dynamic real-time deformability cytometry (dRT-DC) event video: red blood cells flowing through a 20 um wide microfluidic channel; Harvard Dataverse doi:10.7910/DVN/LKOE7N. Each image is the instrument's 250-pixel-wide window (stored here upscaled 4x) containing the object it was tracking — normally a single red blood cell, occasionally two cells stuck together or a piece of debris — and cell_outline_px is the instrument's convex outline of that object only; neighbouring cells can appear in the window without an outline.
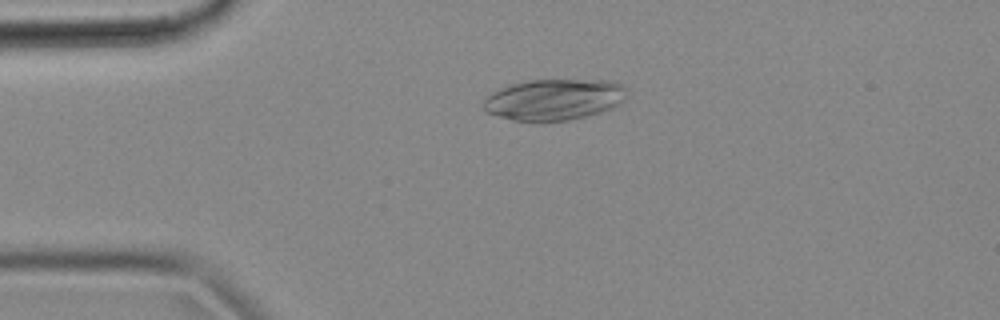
{"species": "common noctule bat (a hibernating species)", "species_latin": "Nyctalus noctula", "temperature_condition": "cold", "stored_images_in_passage": 54, "camera_frame_rate_fps": 3000, "um_per_image_px": 0.085, "animal": {"sex": "female", "body_mass_g": 18.4}, "frame": {"image": 1, "passage_image": 12, "time_ms": 3.667, "image_size_px": [1000, 320], "cell_outline_px": [[628, 96], [624, 100], [612, 108], [600, 112], [568, 120], [512, 120], [496, 116], [484, 112], [480, 108], [480, 104], [484, 96], [500, 88], [512, 84], [528, 80], [612, 80], [624, 84], [628, 88]], "centroid_in_image_um": [47.07, 8.44], "position_along_channel_um": 37.9, "area_um2": 34.85}}
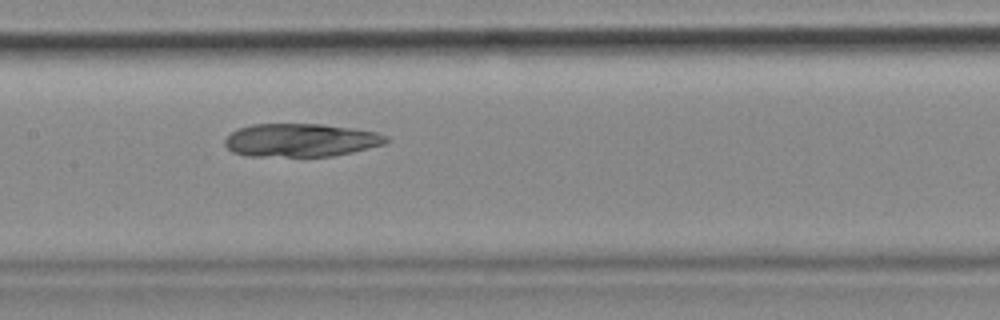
{"frame": {"image": 2, "passage_image": 26, "time_ms": 8.333, "image_size_px": [1000, 320], "cell_outline_px": [[388, 140], [384, 144], [352, 152], [332, 156], [248, 156], [232, 152], [224, 144], [224, 140], [232, 132], [240, 128], [252, 124], [324, 124], [352, 128], [376, 132], [388, 136]], "centroid_in_image_um": [25.56, 11.91], "position_along_channel_um": 181.8, "area_um2": 31.15}}
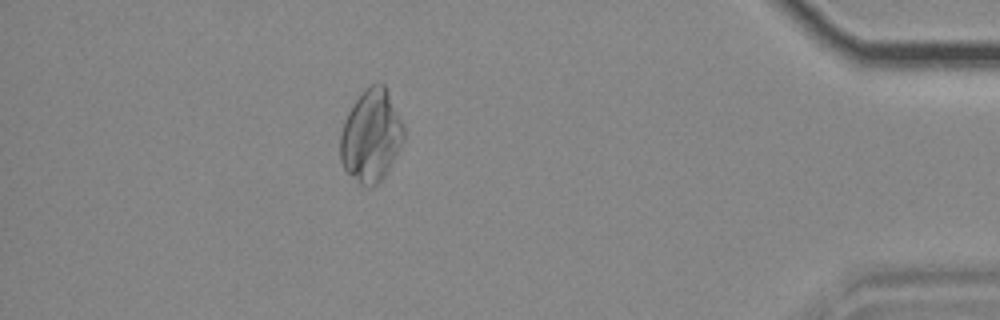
{"frame": {"image": 3, "passage_image": 48, "time_ms": 15.667, "image_size_px": [1000, 320], "cell_outline_px": [[404, 140], [396, 156], [384, 176], [372, 188], [364, 188], [344, 168], [340, 160], [340, 132], [344, 120], [352, 104], [364, 88], [372, 84], [384, 84], [388, 88], [404, 124]], "centroid_in_image_um": [31.55, 11.52], "position_along_channel_um": 403.7, "area_um2": 34.62}}